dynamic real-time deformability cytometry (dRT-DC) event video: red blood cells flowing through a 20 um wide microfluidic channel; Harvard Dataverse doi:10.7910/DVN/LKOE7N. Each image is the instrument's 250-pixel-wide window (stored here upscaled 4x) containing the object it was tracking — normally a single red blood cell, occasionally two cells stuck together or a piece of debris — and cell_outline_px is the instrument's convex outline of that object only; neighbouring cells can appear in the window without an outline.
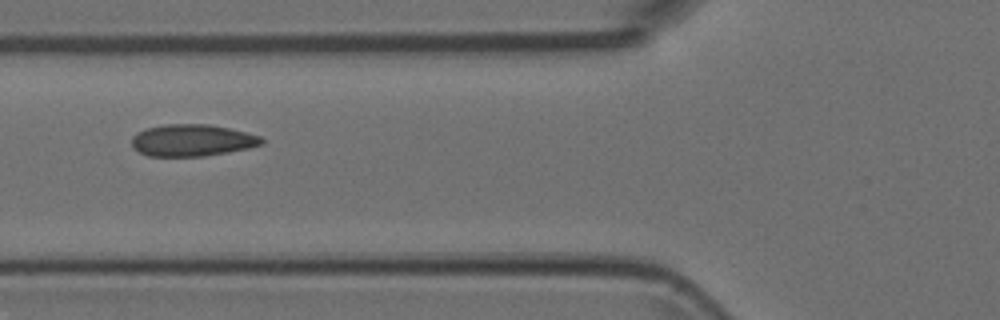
{"species": "Egyptian fruit bat (a non-hibernating species)", "species_latin": "Rousettus aegyptiacus", "temperature_condition": "room temperature", "stored_images_in_passage": 2, "camera_frame_rate_fps": 3000, "um_per_image_px": 0.085, "animal": {"sex": "female"}, "frame": {"image": 1, "passage_image": 2, "time_ms": 0.333, "image_size_px": [1000, 320], "cell_outline_px": [[264, 144], [248, 148], [228, 152], [204, 156], [148, 156], [132, 148], [132, 136], [136, 132], [148, 128], [168, 124], [208, 124], [228, 128], [260, 136], [264, 140]], "centroid_in_image_um": [16.32, 11.93], "position_along_channel_um": 109.5, "area_um2": 24.04}}